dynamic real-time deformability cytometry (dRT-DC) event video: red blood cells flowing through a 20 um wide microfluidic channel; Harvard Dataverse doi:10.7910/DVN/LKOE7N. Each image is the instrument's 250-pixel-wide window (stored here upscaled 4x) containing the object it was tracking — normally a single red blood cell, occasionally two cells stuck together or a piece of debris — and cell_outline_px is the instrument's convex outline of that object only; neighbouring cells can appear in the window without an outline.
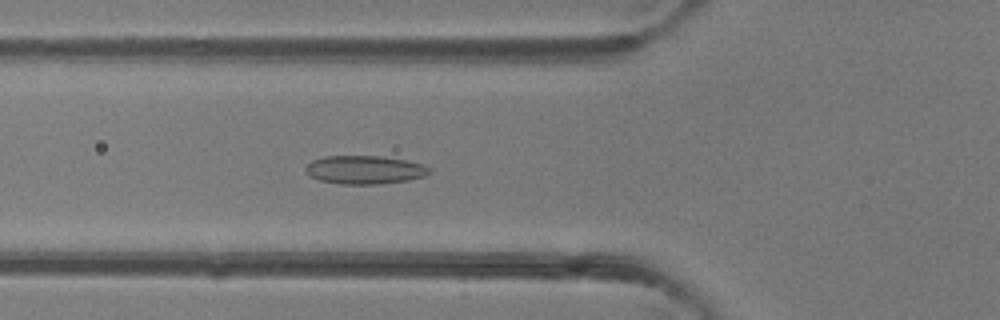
{"species": "common noctule bat (a hibernating species)", "species_latin": "Nyctalus noctula", "temperature_condition": "room temperature", "stored_images_in_passage": 48, "camera_frame_rate_fps": 3000, "um_per_image_px": 0.085, "animal": {"sex": "female"}, "frame": {"image": 1, "passage_image": 18, "time_ms": 5.667, "image_size_px": [1000, 320], "cell_outline_px": [[432, 172], [424, 176], [408, 180], [376, 184], [340, 184], [320, 180], [308, 176], [304, 172], [304, 168], [312, 160], [324, 156], [384, 156], [404, 160], [420, 164], [432, 168]], "centroid_in_image_um": [30.96, 14.43], "position_along_channel_um": 94.8, "area_um2": 20.58}}
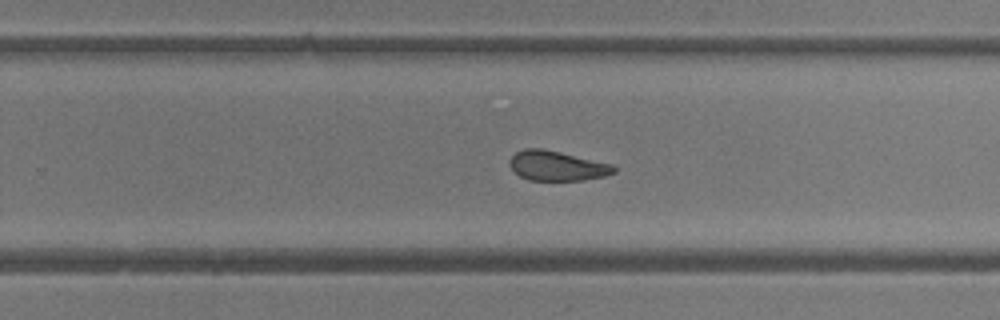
{"frame": {"image": 2, "passage_image": 31, "time_ms": 10.0, "image_size_px": [1000, 320], "cell_outline_px": [[616, 172], [604, 176], [584, 180], [528, 180], [512, 172], [508, 164], [508, 160], [516, 152], [524, 148], [540, 148], [560, 152], [612, 164], [616, 168]], "centroid_in_image_um": [47.29, 14.1], "position_along_channel_um": 282.5, "area_um2": 18.21}}
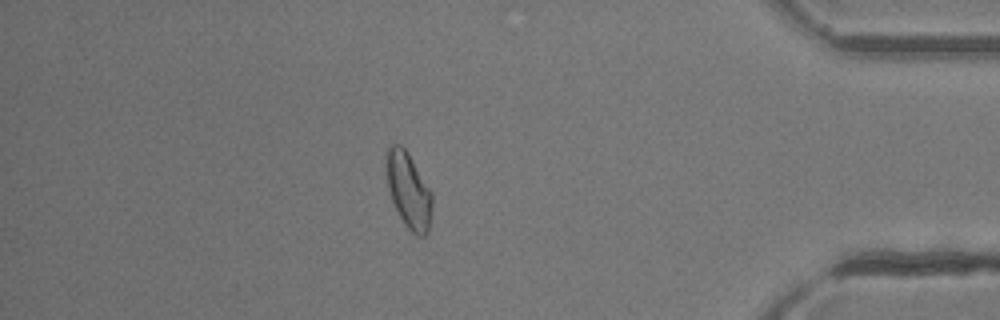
{"frame": {"image": 3, "passage_image": 42, "time_ms": 13.667, "image_size_px": [1000, 320], "cell_outline_px": [[432, 204], [428, 232], [424, 236], [416, 236], [404, 224], [392, 200], [388, 188], [384, 168], [384, 152], [392, 144], [400, 144], [404, 148], [432, 192]], "centroid_in_image_um": [34.68, 16.15], "position_along_channel_um": 400.5, "area_um2": 20.29}, "authors_computed_cell_mechanics": {"area_um2": 20.2589, "velocity_mm_per_s": 4.3265, "shape_relaxation_time_tau1_ms": null, "shape_relaxation_time_tau2_ms": 1.4565, "deformation_change_tau1": null, "deformation_change_tau2": 0.0736}}